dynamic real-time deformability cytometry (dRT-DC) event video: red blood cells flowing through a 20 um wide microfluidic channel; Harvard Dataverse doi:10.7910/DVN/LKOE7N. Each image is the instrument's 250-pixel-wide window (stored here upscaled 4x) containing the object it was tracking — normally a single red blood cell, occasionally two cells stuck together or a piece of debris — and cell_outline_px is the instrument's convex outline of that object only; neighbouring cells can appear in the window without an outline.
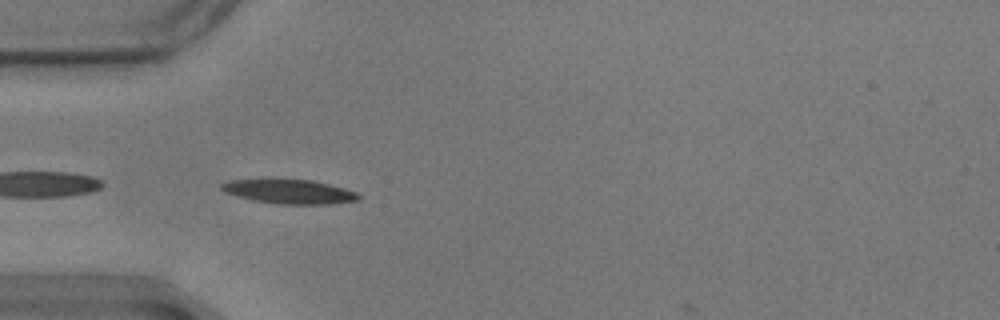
{"species": "common noctule bat (a hibernating species)", "species_latin": "Nyctalus noctula", "temperature_condition": "warm", "stored_images_in_passage": 31, "camera_frame_rate_fps": 3000, "um_per_image_px": 0.085, "animal": {"sex": "male", "body_mass_g": 17.9}, "frame": {"image": 1, "passage_image": 2, "time_ms": 0.333, "image_size_px": [1000, 320], "cell_outline_px": [[360, 200], [328, 204], [280, 204], [252, 200], [224, 192], [220, 188], [220, 184], [228, 180], [312, 180], [344, 188], [356, 192], [360, 196]], "centroid_in_image_um": [24.59, 16.29], "position_along_channel_um": 60.4, "area_um2": 19.07}}
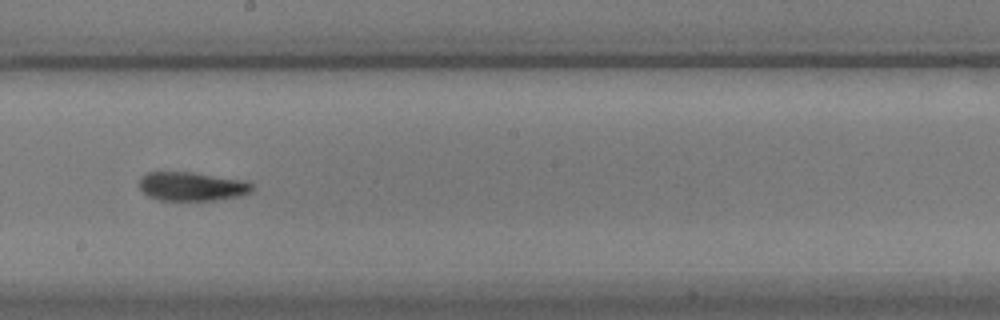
{"frame": {"image": 2, "passage_image": 17, "time_ms": 5.333, "image_size_px": [1000, 320], "cell_outline_px": [[252, 192], [240, 196], [216, 200], [160, 200], [148, 196], [140, 188], [140, 176], [148, 172], [196, 172], [244, 180], [252, 184]], "centroid_in_image_um": [16.32, 15.84], "position_along_channel_um": 231.9, "area_um2": 19.07}}
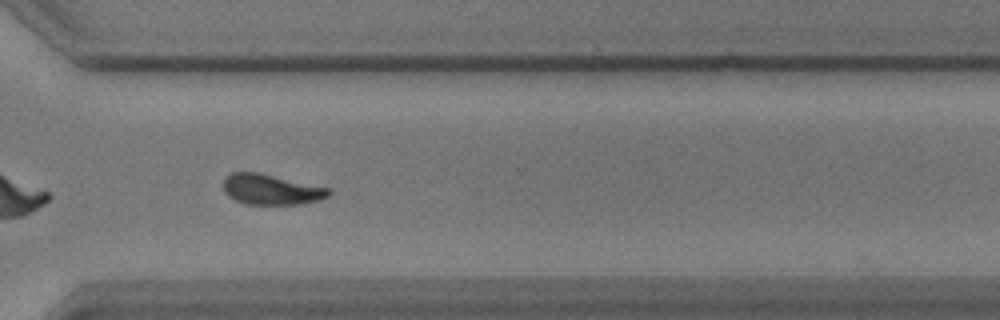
{"frame": {"image": 3, "passage_image": 27, "time_ms": 8.667, "image_size_px": [1000, 320], "cell_outline_px": [[332, 192], [328, 196], [320, 200], [300, 204], [244, 204], [228, 196], [224, 192], [224, 176], [232, 172], [256, 172], [332, 188]], "centroid_in_image_um": [23.06, 16.1], "position_along_channel_um": 347.5, "area_um2": 18.79}, "authors_computed_cell_mechanics": {"area_um2": 19.074, "velocity_mm_per_s": 3.472, "shape_relaxation_time_tau1_ms": 4.8322, "shape_relaxation_time_tau2_ms": 4.185, "deformation_change_tau1": 0.1483, "deformation_change_tau2": 0.1049}}